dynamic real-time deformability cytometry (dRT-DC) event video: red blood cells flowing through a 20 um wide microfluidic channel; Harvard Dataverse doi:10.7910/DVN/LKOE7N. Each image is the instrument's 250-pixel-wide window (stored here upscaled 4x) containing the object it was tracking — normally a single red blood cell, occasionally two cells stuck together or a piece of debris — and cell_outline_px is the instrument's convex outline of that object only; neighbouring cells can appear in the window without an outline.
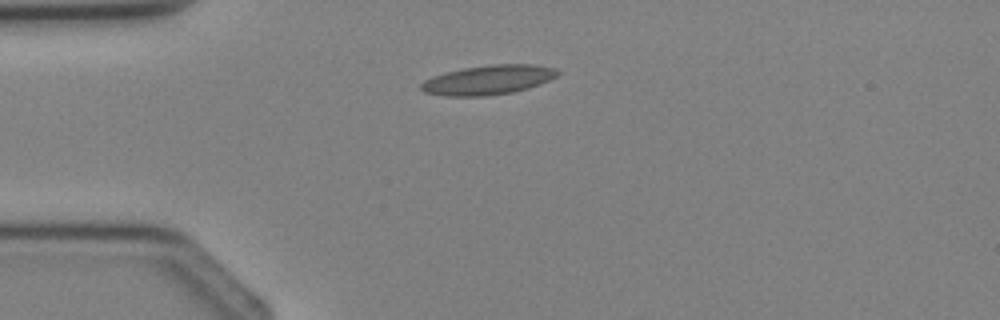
{"species": "Egyptian fruit bat (a non-hibernating species)", "species_latin": "Rousettus aegyptiacus", "temperature_condition": "cold", "stored_images_in_passage": 1, "camera_frame_rate_fps": 3000, "um_per_image_px": 0.085, "animal": {"sex": "female"}, "frame": {"image": 1, "passage_image": 1, "time_ms": 0.0, "image_size_px": [1000, 320], "cell_outline_px": [[560, 72], [556, 76], [540, 84], [528, 88], [512, 92], [488, 96], [448, 96], [424, 92], [420, 88], [420, 84], [424, 80], [432, 76], [444, 72], [464, 68], [492, 64], [532, 64], [556, 68]], "centroid_in_image_um": [41.48, 6.79], "position_along_channel_um": 43.5, "area_um2": 23.47}}